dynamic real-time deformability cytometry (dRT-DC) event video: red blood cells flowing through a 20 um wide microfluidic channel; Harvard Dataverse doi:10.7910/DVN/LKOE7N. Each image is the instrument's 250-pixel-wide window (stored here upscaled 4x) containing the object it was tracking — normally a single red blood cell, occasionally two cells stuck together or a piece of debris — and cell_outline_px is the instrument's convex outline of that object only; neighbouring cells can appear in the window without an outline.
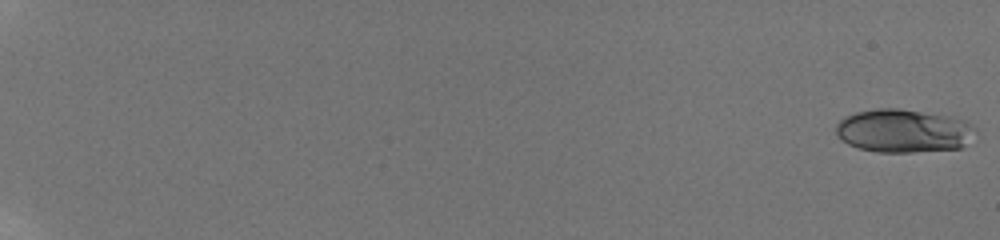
{"species": "human", "species_latin": "Homo sapiens", "temperature_condition": "room temperature", "stored_images_in_passage": 58, "camera_frame_rate_fps": 3000, "um_per_image_px": 0.085, "donor": {"sex": "male"}, "frame": {"image": 1, "passage_image": 1, "time_ms": 0.0, "image_size_px": [1000, 240], "cell_outline_px": [[976, 132], [960, 148], [912, 152], [876, 152], [860, 148], [848, 144], [836, 136], [836, 124], [844, 116], [856, 112], [876, 108], [900, 108], [956, 116], [968, 120], [976, 128]], "centroid_in_image_um": [76.81, 11.1], "position_along_channel_um": 8.2, "area_um2": 35.72}}
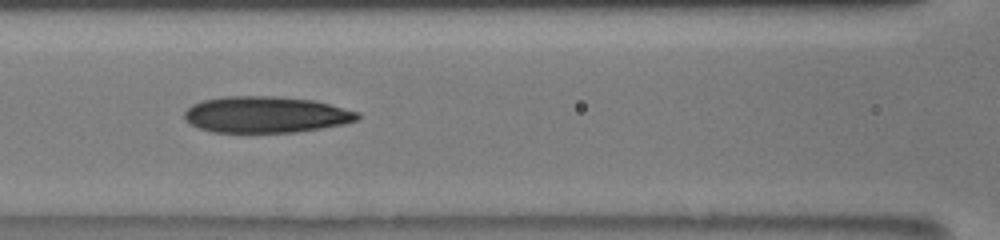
{"frame": {"image": 2, "passage_image": 31, "time_ms": 10.0, "image_size_px": [1000, 240], "cell_outline_px": [[360, 120], [344, 124], [296, 132], [212, 132], [200, 128], [192, 124], [184, 116], [184, 112], [192, 104], [204, 100], [224, 96], [276, 96], [312, 100], [360, 112]], "centroid_in_image_um": [22.63, 9.74], "position_along_channel_um": 144.0, "area_um2": 36.53}}
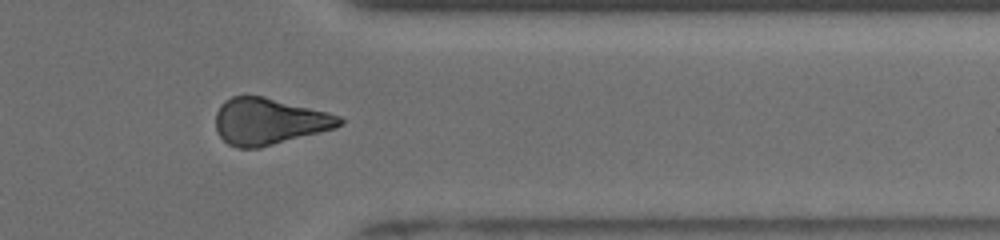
{"frame": {"image": 3, "passage_image": 50, "time_ms": 16.333, "image_size_px": [1000, 240], "cell_outline_px": [[344, 124], [336, 128], [260, 148], [236, 148], [228, 144], [216, 132], [216, 112], [220, 104], [224, 100], [232, 96], [264, 96], [328, 112], [340, 116], [344, 120]], "centroid_in_image_um": [22.86, 10.32], "position_along_channel_um": 388.5, "area_um2": 33.81}, "authors_computed_cell_mechanics": {"area_um2": 34.5355, "velocity_mm_per_s": 3.9005, "shape_relaxation_time_tau1_ms": 5.602, "shape_relaxation_time_tau2_ms": null, "deformation_change_tau1": 0.1056, "deformation_change_tau2": null}}